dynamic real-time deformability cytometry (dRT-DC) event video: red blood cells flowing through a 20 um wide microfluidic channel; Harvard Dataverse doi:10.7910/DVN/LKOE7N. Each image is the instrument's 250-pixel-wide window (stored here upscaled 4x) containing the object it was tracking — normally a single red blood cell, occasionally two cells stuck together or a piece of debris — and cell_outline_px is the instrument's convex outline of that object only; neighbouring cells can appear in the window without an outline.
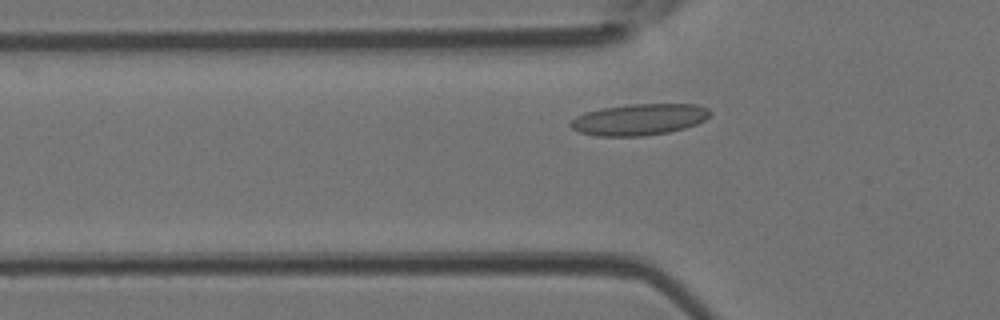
{"species": "Egyptian fruit bat (a non-hibernating species)", "species_latin": "Rousettus aegyptiacus", "temperature_condition": "room temperature", "stored_images_in_passage": 39, "camera_frame_rate_fps": 3000, "um_per_image_px": 0.085, "animal": {"sex": "female"}, "frame": {"image": 1, "passage_image": 6, "time_ms": 1.667, "image_size_px": [1000, 320], "cell_outline_px": [[712, 112], [704, 120], [696, 124], [684, 128], [668, 132], [644, 136], [596, 136], [580, 132], [572, 128], [568, 124], [576, 116], [584, 112], [600, 108], [632, 104], [696, 104], [708, 108]], "centroid_in_image_um": [54.31, 10.15], "position_along_channel_um": 71.5, "area_um2": 25.55}}
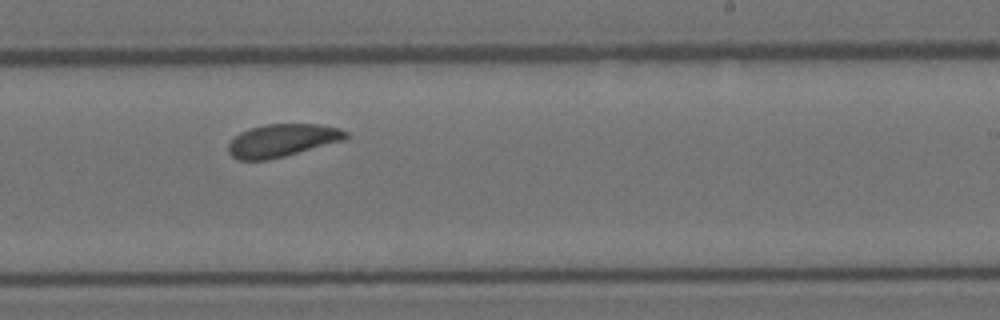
{"frame": {"image": 2, "passage_image": 20, "time_ms": 6.333, "image_size_px": [1000, 320], "cell_outline_px": [[352, 136], [344, 140], [284, 156], [268, 160], [236, 160], [228, 152], [228, 144], [240, 132], [264, 124], [324, 124], [340, 128], [348, 132]], "centroid_in_image_um": [24.03, 11.93], "position_along_channel_um": 265.0, "area_um2": 22.54}}
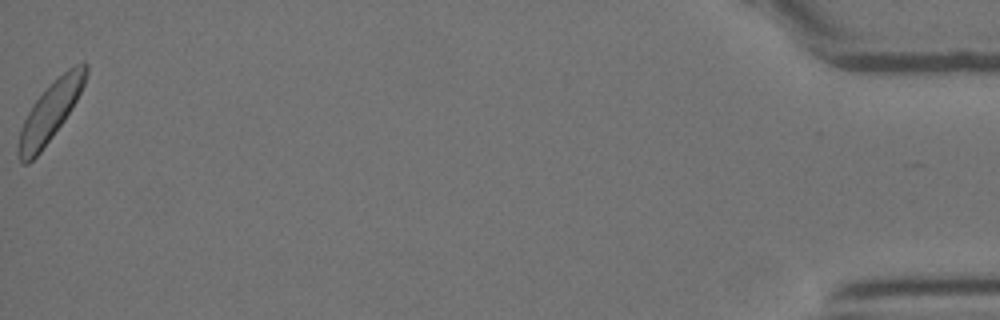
{"frame": {"image": 3, "passage_image": 39, "time_ms": 12.667, "image_size_px": [1000, 320], "cell_outline_px": [[88, 72], [84, 84], [72, 108], [64, 120], [40, 152], [28, 164], [24, 164], [20, 160], [16, 152], [16, 144], [20, 128], [32, 104], [68, 68], [84, 60], [88, 64]], "centroid_in_image_um": [4.25, 9.52], "position_along_channel_um": 431.0, "area_um2": 22.83}, "authors_computed_cell_mechanics": {"area_um2": 22.542, "velocity_mm_per_s": 4.1479, "shape_relaxation_time_tau1_ms": 2.0506, "shape_relaxation_time_tau2_ms": 6.4987, "deformation_change_tau1": 0.0715, "deformation_change_tau2": 0.1127}}